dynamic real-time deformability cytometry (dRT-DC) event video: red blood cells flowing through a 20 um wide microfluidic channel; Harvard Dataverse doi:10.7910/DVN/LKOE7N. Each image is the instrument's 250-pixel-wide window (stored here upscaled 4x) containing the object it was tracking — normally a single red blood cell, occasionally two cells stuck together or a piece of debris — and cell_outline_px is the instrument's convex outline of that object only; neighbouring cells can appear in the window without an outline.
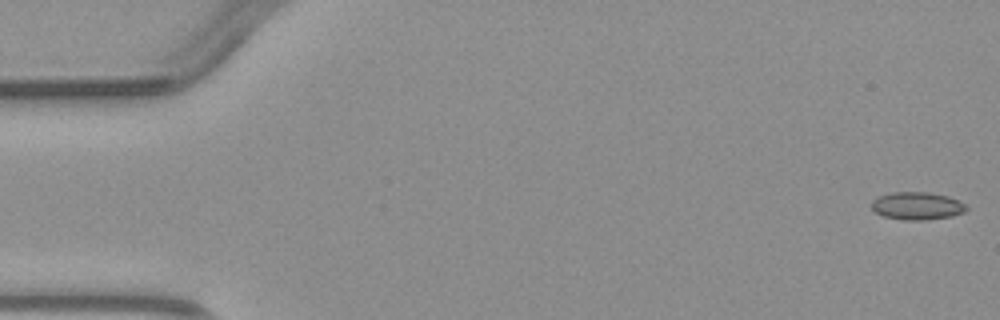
{"species": "common noctule bat (a hibernating species)", "species_latin": "Nyctalus noctula", "temperature_condition": "warm", "stored_images_in_passage": 4, "camera_frame_rate_fps": 3000, "um_per_image_px": 0.085, "animal": {"sex": "male", "body_mass_g": 23.1, "forearm_length_mm": 52.7}, "frame": {"image": 1, "passage_image": 1, "time_ms": 0.0, "image_size_px": [1000, 320], "cell_outline_px": [[968, 208], [964, 212], [952, 216], [924, 220], [904, 220], [884, 216], [876, 212], [872, 208], [872, 200], [880, 196], [892, 192], [928, 192], [948, 196], [964, 204]], "centroid_in_image_um": [77.95, 17.5], "position_along_channel_um": 7.0, "area_um2": 15.14}}
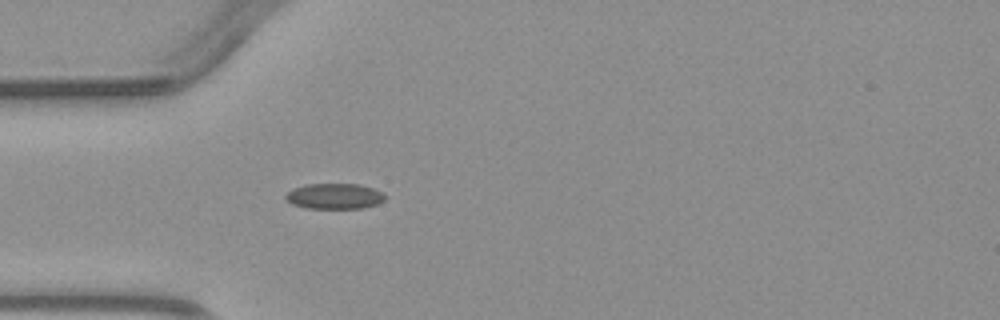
{"frame": {"image": 2, "passage_image": 4, "time_ms": 4.333, "image_size_px": [1000, 320], "cell_outline_px": [[388, 196], [384, 200], [376, 204], [364, 208], [304, 208], [292, 204], [284, 196], [292, 188], [304, 184], [360, 184], [384, 192]], "centroid_in_image_um": [28.45, 16.67], "position_along_channel_um": 56.6, "area_um2": 14.97}}